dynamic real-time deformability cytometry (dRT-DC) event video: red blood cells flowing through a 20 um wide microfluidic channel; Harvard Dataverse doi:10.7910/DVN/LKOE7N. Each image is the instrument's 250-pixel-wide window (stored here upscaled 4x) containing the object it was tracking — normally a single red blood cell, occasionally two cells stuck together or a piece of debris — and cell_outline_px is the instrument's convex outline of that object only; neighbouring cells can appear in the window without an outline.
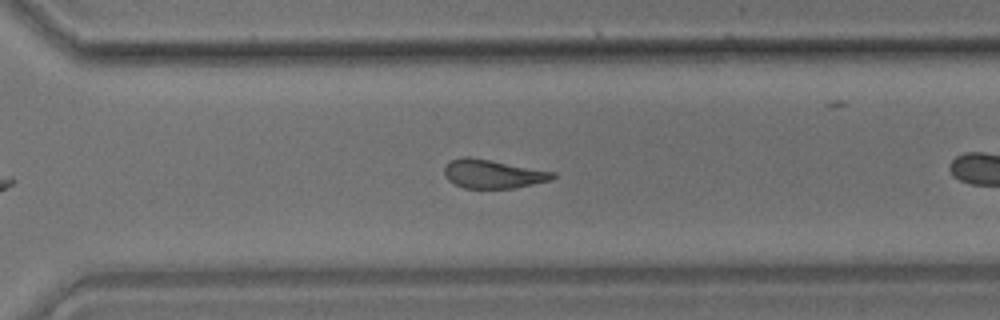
{"species": "common noctule bat (a hibernating species)", "species_latin": "Nyctalus noctula", "temperature_condition": "room temperature", "stored_images_in_passage": 28, "camera_frame_rate_fps": 3000, "um_per_image_px": 0.085, "animal": {"sex": "male", "body_mass_g": 17.9}, "frame": {"image": 1, "passage_image": 24, "time_ms": 7.667, "image_size_px": [1000, 320], "cell_outline_px": [[556, 176], [552, 180], [512, 188], [464, 188], [448, 180], [444, 172], [444, 168], [452, 160], [460, 156], [468, 156], [556, 172]], "centroid_in_image_um": [41.9, 14.78], "position_along_channel_um": 328.7, "area_um2": 17.98}}